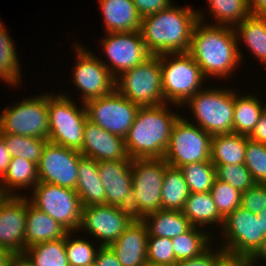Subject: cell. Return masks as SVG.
Wrapping results in <instances>:
<instances>
[{
  "label": "cell",
  "mask_w": 266,
  "mask_h": 266,
  "mask_svg": "<svg viewBox=\"0 0 266 266\" xmlns=\"http://www.w3.org/2000/svg\"><path fill=\"white\" fill-rule=\"evenodd\" d=\"M76 47L78 62L73 70V82L83 92V103L111 94L116 89V79L108 70L109 65L85 51L82 46Z\"/></svg>",
  "instance_id": "obj_16"
},
{
  "label": "cell",
  "mask_w": 266,
  "mask_h": 266,
  "mask_svg": "<svg viewBox=\"0 0 266 266\" xmlns=\"http://www.w3.org/2000/svg\"><path fill=\"white\" fill-rule=\"evenodd\" d=\"M69 234L70 232H68L65 237V250L69 266H82L94 262L98 250L94 249L88 240H69Z\"/></svg>",
  "instance_id": "obj_42"
},
{
  "label": "cell",
  "mask_w": 266,
  "mask_h": 266,
  "mask_svg": "<svg viewBox=\"0 0 266 266\" xmlns=\"http://www.w3.org/2000/svg\"><path fill=\"white\" fill-rule=\"evenodd\" d=\"M192 8H169L142 18L141 35L153 56L168 53H188L192 33L199 21Z\"/></svg>",
  "instance_id": "obj_2"
},
{
  "label": "cell",
  "mask_w": 266,
  "mask_h": 266,
  "mask_svg": "<svg viewBox=\"0 0 266 266\" xmlns=\"http://www.w3.org/2000/svg\"><path fill=\"white\" fill-rule=\"evenodd\" d=\"M244 165L255 183L266 184V145L249 138Z\"/></svg>",
  "instance_id": "obj_39"
},
{
  "label": "cell",
  "mask_w": 266,
  "mask_h": 266,
  "mask_svg": "<svg viewBox=\"0 0 266 266\" xmlns=\"http://www.w3.org/2000/svg\"><path fill=\"white\" fill-rule=\"evenodd\" d=\"M147 261L155 264L175 266L173 243L170 238L148 236Z\"/></svg>",
  "instance_id": "obj_41"
},
{
  "label": "cell",
  "mask_w": 266,
  "mask_h": 266,
  "mask_svg": "<svg viewBox=\"0 0 266 266\" xmlns=\"http://www.w3.org/2000/svg\"><path fill=\"white\" fill-rule=\"evenodd\" d=\"M194 27L189 54L199 65L204 77H226L233 72L242 57L238 50L234 26H202L203 15Z\"/></svg>",
  "instance_id": "obj_1"
},
{
  "label": "cell",
  "mask_w": 266,
  "mask_h": 266,
  "mask_svg": "<svg viewBox=\"0 0 266 266\" xmlns=\"http://www.w3.org/2000/svg\"><path fill=\"white\" fill-rule=\"evenodd\" d=\"M81 156L77 150L48 141L37 165L39 182L75 190Z\"/></svg>",
  "instance_id": "obj_14"
},
{
  "label": "cell",
  "mask_w": 266,
  "mask_h": 266,
  "mask_svg": "<svg viewBox=\"0 0 266 266\" xmlns=\"http://www.w3.org/2000/svg\"><path fill=\"white\" fill-rule=\"evenodd\" d=\"M148 229L143 219H134L110 245L122 266H143L147 262Z\"/></svg>",
  "instance_id": "obj_21"
},
{
  "label": "cell",
  "mask_w": 266,
  "mask_h": 266,
  "mask_svg": "<svg viewBox=\"0 0 266 266\" xmlns=\"http://www.w3.org/2000/svg\"><path fill=\"white\" fill-rule=\"evenodd\" d=\"M189 194L187 183L180 168L168 166L165 169L161 192V209L182 211Z\"/></svg>",
  "instance_id": "obj_29"
},
{
  "label": "cell",
  "mask_w": 266,
  "mask_h": 266,
  "mask_svg": "<svg viewBox=\"0 0 266 266\" xmlns=\"http://www.w3.org/2000/svg\"><path fill=\"white\" fill-rule=\"evenodd\" d=\"M209 9L214 13L215 20H218L217 25L228 26L240 24L247 16L248 0H209ZM220 23V24H219Z\"/></svg>",
  "instance_id": "obj_36"
},
{
  "label": "cell",
  "mask_w": 266,
  "mask_h": 266,
  "mask_svg": "<svg viewBox=\"0 0 266 266\" xmlns=\"http://www.w3.org/2000/svg\"><path fill=\"white\" fill-rule=\"evenodd\" d=\"M5 197V195L3 194L2 190H1V186H0V201Z\"/></svg>",
  "instance_id": "obj_56"
},
{
  "label": "cell",
  "mask_w": 266,
  "mask_h": 266,
  "mask_svg": "<svg viewBox=\"0 0 266 266\" xmlns=\"http://www.w3.org/2000/svg\"><path fill=\"white\" fill-rule=\"evenodd\" d=\"M105 189L106 204L129 210L132 188V160L97 162Z\"/></svg>",
  "instance_id": "obj_19"
},
{
  "label": "cell",
  "mask_w": 266,
  "mask_h": 266,
  "mask_svg": "<svg viewBox=\"0 0 266 266\" xmlns=\"http://www.w3.org/2000/svg\"><path fill=\"white\" fill-rule=\"evenodd\" d=\"M168 166L163 158L132 159L129 211L135 219H143L161 209V192Z\"/></svg>",
  "instance_id": "obj_4"
},
{
  "label": "cell",
  "mask_w": 266,
  "mask_h": 266,
  "mask_svg": "<svg viewBox=\"0 0 266 266\" xmlns=\"http://www.w3.org/2000/svg\"><path fill=\"white\" fill-rule=\"evenodd\" d=\"M0 181L1 190L5 196H15L12 188H26V186L32 187V185L35 187L39 182L37 164L20 157L12 158L4 177ZM1 183H3V187Z\"/></svg>",
  "instance_id": "obj_28"
},
{
  "label": "cell",
  "mask_w": 266,
  "mask_h": 266,
  "mask_svg": "<svg viewBox=\"0 0 266 266\" xmlns=\"http://www.w3.org/2000/svg\"><path fill=\"white\" fill-rule=\"evenodd\" d=\"M10 266H35L25 254L12 255Z\"/></svg>",
  "instance_id": "obj_51"
},
{
  "label": "cell",
  "mask_w": 266,
  "mask_h": 266,
  "mask_svg": "<svg viewBox=\"0 0 266 266\" xmlns=\"http://www.w3.org/2000/svg\"><path fill=\"white\" fill-rule=\"evenodd\" d=\"M262 103L252 96L241 97L235 94L233 133L250 136L264 111Z\"/></svg>",
  "instance_id": "obj_30"
},
{
  "label": "cell",
  "mask_w": 266,
  "mask_h": 266,
  "mask_svg": "<svg viewBox=\"0 0 266 266\" xmlns=\"http://www.w3.org/2000/svg\"><path fill=\"white\" fill-rule=\"evenodd\" d=\"M235 26V29L237 28L234 29L235 33H238L240 39L242 38L254 55L265 64L266 17L249 15L238 26Z\"/></svg>",
  "instance_id": "obj_31"
},
{
  "label": "cell",
  "mask_w": 266,
  "mask_h": 266,
  "mask_svg": "<svg viewBox=\"0 0 266 266\" xmlns=\"http://www.w3.org/2000/svg\"><path fill=\"white\" fill-rule=\"evenodd\" d=\"M49 137L52 143L80 151L87 120L85 106L79 110L67 96L48 95Z\"/></svg>",
  "instance_id": "obj_8"
},
{
  "label": "cell",
  "mask_w": 266,
  "mask_h": 266,
  "mask_svg": "<svg viewBox=\"0 0 266 266\" xmlns=\"http://www.w3.org/2000/svg\"><path fill=\"white\" fill-rule=\"evenodd\" d=\"M94 262L96 266H122L110 246H100Z\"/></svg>",
  "instance_id": "obj_46"
},
{
  "label": "cell",
  "mask_w": 266,
  "mask_h": 266,
  "mask_svg": "<svg viewBox=\"0 0 266 266\" xmlns=\"http://www.w3.org/2000/svg\"><path fill=\"white\" fill-rule=\"evenodd\" d=\"M143 266H167V265L155 264L147 261Z\"/></svg>",
  "instance_id": "obj_55"
},
{
  "label": "cell",
  "mask_w": 266,
  "mask_h": 266,
  "mask_svg": "<svg viewBox=\"0 0 266 266\" xmlns=\"http://www.w3.org/2000/svg\"><path fill=\"white\" fill-rule=\"evenodd\" d=\"M180 170L190 193H205L211 190L216 179V168L211 162L189 163Z\"/></svg>",
  "instance_id": "obj_35"
},
{
  "label": "cell",
  "mask_w": 266,
  "mask_h": 266,
  "mask_svg": "<svg viewBox=\"0 0 266 266\" xmlns=\"http://www.w3.org/2000/svg\"><path fill=\"white\" fill-rule=\"evenodd\" d=\"M12 157L7 149L3 137L0 135V178L2 179L7 171Z\"/></svg>",
  "instance_id": "obj_49"
},
{
  "label": "cell",
  "mask_w": 266,
  "mask_h": 266,
  "mask_svg": "<svg viewBox=\"0 0 266 266\" xmlns=\"http://www.w3.org/2000/svg\"><path fill=\"white\" fill-rule=\"evenodd\" d=\"M143 220L148 229V236L172 239L187 232L192 227L190 221L184 216L182 211L176 210L160 209L147 214Z\"/></svg>",
  "instance_id": "obj_26"
},
{
  "label": "cell",
  "mask_w": 266,
  "mask_h": 266,
  "mask_svg": "<svg viewBox=\"0 0 266 266\" xmlns=\"http://www.w3.org/2000/svg\"><path fill=\"white\" fill-rule=\"evenodd\" d=\"M141 18L169 8L171 0H132Z\"/></svg>",
  "instance_id": "obj_45"
},
{
  "label": "cell",
  "mask_w": 266,
  "mask_h": 266,
  "mask_svg": "<svg viewBox=\"0 0 266 266\" xmlns=\"http://www.w3.org/2000/svg\"><path fill=\"white\" fill-rule=\"evenodd\" d=\"M83 105L86 109L87 119L123 139L140 108L139 105L122 96L116 89L111 94L88 100Z\"/></svg>",
  "instance_id": "obj_12"
},
{
  "label": "cell",
  "mask_w": 266,
  "mask_h": 266,
  "mask_svg": "<svg viewBox=\"0 0 266 266\" xmlns=\"http://www.w3.org/2000/svg\"><path fill=\"white\" fill-rule=\"evenodd\" d=\"M248 11L250 15L266 17V0H248Z\"/></svg>",
  "instance_id": "obj_50"
},
{
  "label": "cell",
  "mask_w": 266,
  "mask_h": 266,
  "mask_svg": "<svg viewBox=\"0 0 266 266\" xmlns=\"http://www.w3.org/2000/svg\"><path fill=\"white\" fill-rule=\"evenodd\" d=\"M227 243L222 249L231 255L250 258L266 236L257 214L239 206L223 222Z\"/></svg>",
  "instance_id": "obj_13"
},
{
  "label": "cell",
  "mask_w": 266,
  "mask_h": 266,
  "mask_svg": "<svg viewBox=\"0 0 266 266\" xmlns=\"http://www.w3.org/2000/svg\"><path fill=\"white\" fill-rule=\"evenodd\" d=\"M214 266H250L249 259L225 253Z\"/></svg>",
  "instance_id": "obj_48"
},
{
  "label": "cell",
  "mask_w": 266,
  "mask_h": 266,
  "mask_svg": "<svg viewBox=\"0 0 266 266\" xmlns=\"http://www.w3.org/2000/svg\"><path fill=\"white\" fill-rule=\"evenodd\" d=\"M226 252L221 248L218 252L213 253L211 248H208L198 257L191 259L178 261L175 266H214L215 263L225 254Z\"/></svg>",
  "instance_id": "obj_44"
},
{
  "label": "cell",
  "mask_w": 266,
  "mask_h": 266,
  "mask_svg": "<svg viewBox=\"0 0 266 266\" xmlns=\"http://www.w3.org/2000/svg\"><path fill=\"white\" fill-rule=\"evenodd\" d=\"M83 156L100 161L132 160L128 157L124 139L100 128L87 119L84 126Z\"/></svg>",
  "instance_id": "obj_20"
},
{
  "label": "cell",
  "mask_w": 266,
  "mask_h": 266,
  "mask_svg": "<svg viewBox=\"0 0 266 266\" xmlns=\"http://www.w3.org/2000/svg\"><path fill=\"white\" fill-rule=\"evenodd\" d=\"M35 266H69L65 238L36 244L24 253Z\"/></svg>",
  "instance_id": "obj_32"
},
{
  "label": "cell",
  "mask_w": 266,
  "mask_h": 266,
  "mask_svg": "<svg viewBox=\"0 0 266 266\" xmlns=\"http://www.w3.org/2000/svg\"><path fill=\"white\" fill-rule=\"evenodd\" d=\"M102 43L103 51L112 66L108 70L115 79L118 78V73L121 75L152 56L139 31L108 33Z\"/></svg>",
  "instance_id": "obj_17"
},
{
  "label": "cell",
  "mask_w": 266,
  "mask_h": 266,
  "mask_svg": "<svg viewBox=\"0 0 266 266\" xmlns=\"http://www.w3.org/2000/svg\"><path fill=\"white\" fill-rule=\"evenodd\" d=\"M82 266H96L95 262H90L88 264H84Z\"/></svg>",
  "instance_id": "obj_57"
},
{
  "label": "cell",
  "mask_w": 266,
  "mask_h": 266,
  "mask_svg": "<svg viewBox=\"0 0 266 266\" xmlns=\"http://www.w3.org/2000/svg\"><path fill=\"white\" fill-rule=\"evenodd\" d=\"M27 198L5 196L0 201V247L10 254L25 253Z\"/></svg>",
  "instance_id": "obj_18"
},
{
  "label": "cell",
  "mask_w": 266,
  "mask_h": 266,
  "mask_svg": "<svg viewBox=\"0 0 266 266\" xmlns=\"http://www.w3.org/2000/svg\"><path fill=\"white\" fill-rule=\"evenodd\" d=\"M249 136L228 133L211 138V163L213 165L244 164Z\"/></svg>",
  "instance_id": "obj_25"
},
{
  "label": "cell",
  "mask_w": 266,
  "mask_h": 266,
  "mask_svg": "<svg viewBox=\"0 0 266 266\" xmlns=\"http://www.w3.org/2000/svg\"><path fill=\"white\" fill-rule=\"evenodd\" d=\"M192 226L218 223L223 225L224 218L219 214L211 192L190 193L182 209Z\"/></svg>",
  "instance_id": "obj_27"
},
{
  "label": "cell",
  "mask_w": 266,
  "mask_h": 266,
  "mask_svg": "<svg viewBox=\"0 0 266 266\" xmlns=\"http://www.w3.org/2000/svg\"><path fill=\"white\" fill-rule=\"evenodd\" d=\"M257 216L261 220L262 233L266 236V208L257 214Z\"/></svg>",
  "instance_id": "obj_54"
},
{
  "label": "cell",
  "mask_w": 266,
  "mask_h": 266,
  "mask_svg": "<svg viewBox=\"0 0 266 266\" xmlns=\"http://www.w3.org/2000/svg\"><path fill=\"white\" fill-rule=\"evenodd\" d=\"M33 191V198L29 200L33 206L48 214L69 232L79 230L83 206L75 190L38 182Z\"/></svg>",
  "instance_id": "obj_10"
},
{
  "label": "cell",
  "mask_w": 266,
  "mask_h": 266,
  "mask_svg": "<svg viewBox=\"0 0 266 266\" xmlns=\"http://www.w3.org/2000/svg\"><path fill=\"white\" fill-rule=\"evenodd\" d=\"M12 158L20 157L38 165L46 143L43 138L0 133Z\"/></svg>",
  "instance_id": "obj_34"
},
{
  "label": "cell",
  "mask_w": 266,
  "mask_h": 266,
  "mask_svg": "<svg viewBox=\"0 0 266 266\" xmlns=\"http://www.w3.org/2000/svg\"><path fill=\"white\" fill-rule=\"evenodd\" d=\"M69 231L27 199L25 251L39 243L65 238Z\"/></svg>",
  "instance_id": "obj_22"
},
{
  "label": "cell",
  "mask_w": 266,
  "mask_h": 266,
  "mask_svg": "<svg viewBox=\"0 0 266 266\" xmlns=\"http://www.w3.org/2000/svg\"><path fill=\"white\" fill-rule=\"evenodd\" d=\"M211 138L209 133L180 116L172 128L163 159L175 168L189 163L211 162Z\"/></svg>",
  "instance_id": "obj_9"
},
{
  "label": "cell",
  "mask_w": 266,
  "mask_h": 266,
  "mask_svg": "<svg viewBox=\"0 0 266 266\" xmlns=\"http://www.w3.org/2000/svg\"><path fill=\"white\" fill-rule=\"evenodd\" d=\"M197 229L192 226L187 232L171 239L177 261L198 257L209 248L207 245L210 236L206 232L199 233L200 230Z\"/></svg>",
  "instance_id": "obj_33"
},
{
  "label": "cell",
  "mask_w": 266,
  "mask_h": 266,
  "mask_svg": "<svg viewBox=\"0 0 266 266\" xmlns=\"http://www.w3.org/2000/svg\"><path fill=\"white\" fill-rule=\"evenodd\" d=\"M107 33L141 31L142 18L132 0H99Z\"/></svg>",
  "instance_id": "obj_23"
},
{
  "label": "cell",
  "mask_w": 266,
  "mask_h": 266,
  "mask_svg": "<svg viewBox=\"0 0 266 266\" xmlns=\"http://www.w3.org/2000/svg\"><path fill=\"white\" fill-rule=\"evenodd\" d=\"M261 257L266 260V238L263 240L256 252L249 258L250 266H254V262L257 261V259H260Z\"/></svg>",
  "instance_id": "obj_52"
},
{
  "label": "cell",
  "mask_w": 266,
  "mask_h": 266,
  "mask_svg": "<svg viewBox=\"0 0 266 266\" xmlns=\"http://www.w3.org/2000/svg\"><path fill=\"white\" fill-rule=\"evenodd\" d=\"M0 133L48 140V95L25 99L14 107L4 109L0 115Z\"/></svg>",
  "instance_id": "obj_11"
},
{
  "label": "cell",
  "mask_w": 266,
  "mask_h": 266,
  "mask_svg": "<svg viewBox=\"0 0 266 266\" xmlns=\"http://www.w3.org/2000/svg\"><path fill=\"white\" fill-rule=\"evenodd\" d=\"M10 254L6 249L0 247V266H10Z\"/></svg>",
  "instance_id": "obj_53"
},
{
  "label": "cell",
  "mask_w": 266,
  "mask_h": 266,
  "mask_svg": "<svg viewBox=\"0 0 266 266\" xmlns=\"http://www.w3.org/2000/svg\"><path fill=\"white\" fill-rule=\"evenodd\" d=\"M75 191L83 207L106 204L105 189L99 176L96 160L83 155L79 158Z\"/></svg>",
  "instance_id": "obj_24"
},
{
  "label": "cell",
  "mask_w": 266,
  "mask_h": 266,
  "mask_svg": "<svg viewBox=\"0 0 266 266\" xmlns=\"http://www.w3.org/2000/svg\"><path fill=\"white\" fill-rule=\"evenodd\" d=\"M219 214L225 219L241 204V192L231 185L215 179L210 190Z\"/></svg>",
  "instance_id": "obj_38"
},
{
  "label": "cell",
  "mask_w": 266,
  "mask_h": 266,
  "mask_svg": "<svg viewBox=\"0 0 266 266\" xmlns=\"http://www.w3.org/2000/svg\"><path fill=\"white\" fill-rule=\"evenodd\" d=\"M241 207L259 214L266 208V184L255 183L241 194Z\"/></svg>",
  "instance_id": "obj_43"
},
{
  "label": "cell",
  "mask_w": 266,
  "mask_h": 266,
  "mask_svg": "<svg viewBox=\"0 0 266 266\" xmlns=\"http://www.w3.org/2000/svg\"><path fill=\"white\" fill-rule=\"evenodd\" d=\"M187 103L198 126L211 136L233 133L235 93L231 90H200Z\"/></svg>",
  "instance_id": "obj_7"
},
{
  "label": "cell",
  "mask_w": 266,
  "mask_h": 266,
  "mask_svg": "<svg viewBox=\"0 0 266 266\" xmlns=\"http://www.w3.org/2000/svg\"><path fill=\"white\" fill-rule=\"evenodd\" d=\"M115 81L116 90L140 107L166 104L162 89L160 55H152L142 64L122 73Z\"/></svg>",
  "instance_id": "obj_6"
},
{
  "label": "cell",
  "mask_w": 266,
  "mask_h": 266,
  "mask_svg": "<svg viewBox=\"0 0 266 266\" xmlns=\"http://www.w3.org/2000/svg\"><path fill=\"white\" fill-rule=\"evenodd\" d=\"M214 166L216 168V179L231 185L241 193L255 184L250 171L244 164Z\"/></svg>",
  "instance_id": "obj_40"
},
{
  "label": "cell",
  "mask_w": 266,
  "mask_h": 266,
  "mask_svg": "<svg viewBox=\"0 0 266 266\" xmlns=\"http://www.w3.org/2000/svg\"><path fill=\"white\" fill-rule=\"evenodd\" d=\"M13 42L0 22V79L8 84H19L21 79L18 59Z\"/></svg>",
  "instance_id": "obj_37"
},
{
  "label": "cell",
  "mask_w": 266,
  "mask_h": 266,
  "mask_svg": "<svg viewBox=\"0 0 266 266\" xmlns=\"http://www.w3.org/2000/svg\"><path fill=\"white\" fill-rule=\"evenodd\" d=\"M165 104L140 107L124 138L130 159L163 158L170 135L180 115L168 112Z\"/></svg>",
  "instance_id": "obj_3"
},
{
  "label": "cell",
  "mask_w": 266,
  "mask_h": 266,
  "mask_svg": "<svg viewBox=\"0 0 266 266\" xmlns=\"http://www.w3.org/2000/svg\"><path fill=\"white\" fill-rule=\"evenodd\" d=\"M135 218L125 208L111 205H93L82 208L81 225L91 235L103 240L100 246H110Z\"/></svg>",
  "instance_id": "obj_15"
},
{
  "label": "cell",
  "mask_w": 266,
  "mask_h": 266,
  "mask_svg": "<svg viewBox=\"0 0 266 266\" xmlns=\"http://www.w3.org/2000/svg\"><path fill=\"white\" fill-rule=\"evenodd\" d=\"M249 138L266 145V106Z\"/></svg>",
  "instance_id": "obj_47"
},
{
  "label": "cell",
  "mask_w": 266,
  "mask_h": 266,
  "mask_svg": "<svg viewBox=\"0 0 266 266\" xmlns=\"http://www.w3.org/2000/svg\"><path fill=\"white\" fill-rule=\"evenodd\" d=\"M169 56H173L174 59L169 61ZM160 64L165 101L181 105L201 90L205 77L189 53L161 54Z\"/></svg>",
  "instance_id": "obj_5"
}]
</instances>
